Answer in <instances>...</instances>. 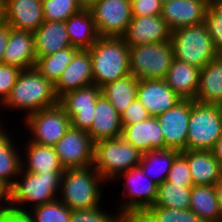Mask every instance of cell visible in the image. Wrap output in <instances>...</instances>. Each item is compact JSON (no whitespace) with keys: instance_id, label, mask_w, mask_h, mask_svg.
<instances>
[{"instance_id":"484cf974","label":"cell","mask_w":222,"mask_h":222,"mask_svg":"<svg viewBox=\"0 0 222 222\" xmlns=\"http://www.w3.org/2000/svg\"><path fill=\"white\" fill-rule=\"evenodd\" d=\"M27 141L26 148L24 147L26 150L21 152V170L32 173L64 172L65 169L53 146Z\"/></svg>"},{"instance_id":"e0dca14e","label":"cell","mask_w":222,"mask_h":222,"mask_svg":"<svg viewBox=\"0 0 222 222\" xmlns=\"http://www.w3.org/2000/svg\"><path fill=\"white\" fill-rule=\"evenodd\" d=\"M136 98L145 106L150 116H158L182 100L167 85L165 79L139 80Z\"/></svg>"},{"instance_id":"f1b7e54d","label":"cell","mask_w":222,"mask_h":222,"mask_svg":"<svg viewBox=\"0 0 222 222\" xmlns=\"http://www.w3.org/2000/svg\"><path fill=\"white\" fill-rule=\"evenodd\" d=\"M195 101L222 105V63L218 58L201 68Z\"/></svg>"},{"instance_id":"1f68e13d","label":"cell","mask_w":222,"mask_h":222,"mask_svg":"<svg viewBox=\"0 0 222 222\" xmlns=\"http://www.w3.org/2000/svg\"><path fill=\"white\" fill-rule=\"evenodd\" d=\"M179 153L174 149L153 150L142 155L139 166L150 180L160 185L167 179L172 162Z\"/></svg>"},{"instance_id":"ac0fdd59","label":"cell","mask_w":222,"mask_h":222,"mask_svg":"<svg viewBox=\"0 0 222 222\" xmlns=\"http://www.w3.org/2000/svg\"><path fill=\"white\" fill-rule=\"evenodd\" d=\"M93 85L92 60L88 49H79L71 63L54 84L55 94L60 98L65 93Z\"/></svg>"},{"instance_id":"7402d4cb","label":"cell","mask_w":222,"mask_h":222,"mask_svg":"<svg viewBox=\"0 0 222 222\" xmlns=\"http://www.w3.org/2000/svg\"><path fill=\"white\" fill-rule=\"evenodd\" d=\"M87 133L94 143L102 139L118 138L122 135L121 116L103 95L96 102L93 124Z\"/></svg>"},{"instance_id":"e575fe53","label":"cell","mask_w":222,"mask_h":222,"mask_svg":"<svg viewBox=\"0 0 222 222\" xmlns=\"http://www.w3.org/2000/svg\"><path fill=\"white\" fill-rule=\"evenodd\" d=\"M134 222H205L192 210L174 209L153 205Z\"/></svg>"},{"instance_id":"ab89813d","label":"cell","mask_w":222,"mask_h":222,"mask_svg":"<svg viewBox=\"0 0 222 222\" xmlns=\"http://www.w3.org/2000/svg\"><path fill=\"white\" fill-rule=\"evenodd\" d=\"M166 180L181 186H194L188 163L180 153L173 160Z\"/></svg>"},{"instance_id":"8992f818","label":"cell","mask_w":222,"mask_h":222,"mask_svg":"<svg viewBox=\"0 0 222 222\" xmlns=\"http://www.w3.org/2000/svg\"><path fill=\"white\" fill-rule=\"evenodd\" d=\"M142 153L122 137L102 139L94 143L95 170L108 183L119 174L139 166Z\"/></svg>"},{"instance_id":"44dd1931","label":"cell","mask_w":222,"mask_h":222,"mask_svg":"<svg viewBox=\"0 0 222 222\" xmlns=\"http://www.w3.org/2000/svg\"><path fill=\"white\" fill-rule=\"evenodd\" d=\"M3 63L22 70L34 68L36 54L33 33L10 27V36L4 50Z\"/></svg>"},{"instance_id":"681fc988","label":"cell","mask_w":222,"mask_h":222,"mask_svg":"<svg viewBox=\"0 0 222 222\" xmlns=\"http://www.w3.org/2000/svg\"><path fill=\"white\" fill-rule=\"evenodd\" d=\"M81 9H90L97 0H76Z\"/></svg>"},{"instance_id":"603a6c76","label":"cell","mask_w":222,"mask_h":222,"mask_svg":"<svg viewBox=\"0 0 222 222\" xmlns=\"http://www.w3.org/2000/svg\"><path fill=\"white\" fill-rule=\"evenodd\" d=\"M180 154L188 163L193 185H214L222 178V166L212 151L185 150Z\"/></svg>"},{"instance_id":"836d02e7","label":"cell","mask_w":222,"mask_h":222,"mask_svg":"<svg viewBox=\"0 0 222 222\" xmlns=\"http://www.w3.org/2000/svg\"><path fill=\"white\" fill-rule=\"evenodd\" d=\"M192 186H181L165 180L158 185V195L154 205L174 209H190V197Z\"/></svg>"},{"instance_id":"bcb514c9","label":"cell","mask_w":222,"mask_h":222,"mask_svg":"<svg viewBox=\"0 0 222 222\" xmlns=\"http://www.w3.org/2000/svg\"><path fill=\"white\" fill-rule=\"evenodd\" d=\"M0 222H29L24 215L9 212L0 216Z\"/></svg>"},{"instance_id":"4fadbf2b","label":"cell","mask_w":222,"mask_h":222,"mask_svg":"<svg viewBox=\"0 0 222 222\" xmlns=\"http://www.w3.org/2000/svg\"><path fill=\"white\" fill-rule=\"evenodd\" d=\"M64 169L82 168L94 163V142L90 135L70 127L53 146Z\"/></svg>"},{"instance_id":"f907efd6","label":"cell","mask_w":222,"mask_h":222,"mask_svg":"<svg viewBox=\"0 0 222 222\" xmlns=\"http://www.w3.org/2000/svg\"><path fill=\"white\" fill-rule=\"evenodd\" d=\"M5 0H0V23L5 21Z\"/></svg>"},{"instance_id":"83f0119b","label":"cell","mask_w":222,"mask_h":222,"mask_svg":"<svg viewBox=\"0 0 222 222\" xmlns=\"http://www.w3.org/2000/svg\"><path fill=\"white\" fill-rule=\"evenodd\" d=\"M71 46L89 49L99 38L90 9H81L65 21Z\"/></svg>"},{"instance_id":"d6986e66","label":"cell","mask_w":222,"mask_h":222,"mask_svg":"<svg viewBox=\"0 0 222 222\" xmlns=\"http://www.w3.org/2000/svg\"><path fill=\"white\" fill-rule=\"evenodd\" d=\"M5 22L13 29L34 33L44 22L41 0H5Z\"/></svg>"},{"instance_id":"d6a6232c","label":"cell","mask_w":222,"mask_h":222,"mask_svg":"<svg viewBox=\"0 0 222 222\" xmlns=\"http://www.w3.org/2000/svg\"><path fill=\"white\" fill-rule=\"evenodd\" d=\"M78 50L71 46L48 56L38 57L34 68L47 80L55 84Z\"/></svg>"},{"instance_id":"5b68a950","label":"cell","mask_w":222,"mask_h":222,"mask_svg":"<svg viewBox=\"0 0 222 222\" xmlns=\"http://www.w3.org/2000/svg\"><path fill=\"white\" fill-rule=\"evenodd\" d=\"M115 180L119 182L124 180L121 191L124 193L123 199L120 200L117 213L127 222H134L156 202L158 184L150 180L140 166L119 174L113 181Z\"/></svg>"},{"instance_id":"9c48e42d","label":"cell","mask_w":222,"mask_h":222,"mask_svg":"<svg viewBox=\"0 0 222 222\" xmlns=\"http://www.w3.org/2000/svg\"><path fill=\"white\" fill-rule=\"evenodd\" d=\"M173 59L171 41L129 46L130 74L138 80L165 79Z\"/></svg>"},{"instance_id":"cb8c5ba5","label":"cell","mask_w":222,"mask_h":222,"mask_svg":"<svg viewBox=\"0 0 222 222\" xmlns=\"http://www.w3.org/2000/svg\"><path fill=\"white\" fill-rule=\"evenodd\" d=\"M200 71V68L174 58L165 81L182 100H195Z\"/></svg>"},{"instance_id":"f5cc1de1","label":"cell","mask_w":222,"mask_h":222,"mask_svg":"<svg viewBox=\"0 0 222 222\" xmlns=\"http://www.w3.org/2000/svg\"><path fill=\"white\" fill-rule=\"evenodd\" d=\"M222 2V0H208V3H219Z\"/></svg>"},{"instance_id":"8d00e7d4","label":"cell","mask_w":222,"mask_h":222,"mask_svg":"<svg viewBox=\"0 0 222 222\" xmlns=\"http://www.w3.org/2000/svg\"><path fill=\"white\" fill-rule=\"evenodd\" d=\"M44 21L65 22L81 10L76 0H41Z\"/></svg>"},{"instance_id":"2e32d148","label":"cell","mask_w":222,"mask_h":222,"mask_svg":"<svg viewBox=\"0 0 222 222\" xmlns=\"http://www.w3.org/2000/svg\"><path fill=\"white\" fill-rule=\"evenodd\" d=\"M128 46L170 41L171 30L161 15L133 16L122 36Z\"/></svg>"},{"instance_id":"277c9868","label":"cell","mask_w":222,"mask_h":222,"mask_svg":"<svg viewBox=\"0 0 222 222\" xmlns=\"http://www.w3.org/2000/svg\"><path fill=\"white\" fill-rule=\"evenodd\" d=\"M88 50L94 85L101 88L130 74L129 46L122 37H99Z\"/></svg>"},{"instance_id":"d590c367","label":"cell","mask_w":222,"mask_h":222,"mask_svg":"<svg viewBox=\"0 0 222 222\" xmlns=\"http://www.w3.org/2000/svg\"><path fill=\"white\" fill-rule=\"evenodd\" d=\"M23 215L29 222H69L71 210L57 198L28 209Z\"/></svg>"},{"instance_id":"9a60e30c","label":"cell","mask_w":222,"mask_h":222,"mask_svg":"<svg viewBox=\"0 0 222 222\" xmlns=\"http://www.w3.org/2000/svg\"><path fill=\"white\" fill-rule=\"evenodd\" d=\"M208 0H171L163 3L161 17L173 31L204 23Z\"/></svg>"},{"instance_id":"3957f363","label":"cell","mask_w":222,"mask_h":222,"mask_svg":"<svg viewBox=\"0 0 222 222\" xmlns=\"http://www.w3.org/2000/svg\"><path fill=\"white\" fill-rule=\"evenodd\" d=\"M104 184L107 185V182L93 165L65 169L61 177L58 199L70 210L96 208L102 204L103 195L100 189Z\"/></svg>"},{"instance_id":"5bb4252c","label":"cell","mask_w":222,"mask_h":222,"mask_svg":"<svg viewBox=\"0 0 222 222\" xmlns=\"http://www.w3.org/2000/svg\"><path fill=\"white\" fill-rule=\"evenodd\" d=\"M192 100H181L173 108L156 116L164 137L165 149L187 150L188 123Z\"/></svg>"},{"instance_id":"db71d44e","label":"cell","mask_w":222,"mask_h":222,"mask_svg":"<svg viewBox=\"0 0 222 222\" xmlns=\"http://www.w3.org/2000/svg\"><path fill=\"white\" fill-rule=\"evenodd\" d=\"M159 1L162 2V3H165V2L171 1V0H159Z\"/></svg>"},{"instance_id":"7c38bea8","label":"cell","mask_w":222,"mask_h":222,"mask_svg":"<svg viewBox=\"0 0 222 222\" xmlns=\"http://www.w3.org/2000/svg\"><path fill=\"white\" fill-rule=\"evenodd\" d=\"M101 95V88L93 84L69 91L59 98V104L70 117L72 127L85 132L91 129L95 105Z\"/></svg>"},{"instance_id":"b9f144b4","label":"cell","mask_w":222,"mask_h":222,"mask_svg":"<svg viewBox=\"0 0 222 222\" xmlns=\"http://www.w3.org/2000/svg\"><path fill=\"white\" fill-rule=\"evenodd\" d=\"M120 116L122 125H132L147 120L150 115L145 106L136 98Z\"/></svg>"},{"instance_id":"816d5d0a","label":"cell","mask_w":222,"mask_h":222,"mask_svg":"<svg viewBox=\"0 0 222 222\" xmlns=\"http://www.w3.org/2000/svg\"><path fill=\"white\" fill-rule=\"evenodd\" d=\"M217 58L222 63V50L217 53Z\"/></svg>"},{"instance_id":"4dcf8cb0","label":"cell","mask_w":222,"mask_h":222,"mask_svg":"<svg viewBox=\"0 0 222 222\" xmlns=\"http://www.w3.org/2000/svg\"><path fill=\"white\" fill-rule=\"evenodd\" d=\"M138 81L136 77L129 74L115 82H110L102 86V95L108 99L116 108L117 112L122 115L136 99Z\"/></svg>"},{"instance_id":"f35d334b","label":"cell","mask_w":222,"mask_h":222,"mask_svg":"<svg viewBox=\"0 0 222 222\" xmlns=\"http://www.w3.org/2000/svg\"><path fill=\"white\" fill-rule=\"evenodd\" d=\"M102 205L82 210H71L69 222H127L117 212L115 215L103 209Z\"/></svg>"},{"instance_id":"f6af8a7d","label":"cell","mask_w":222,"mask_h":222,"mask_svg":"<svg viewBox=\"0 0 222 222\" xmlns=\"http://www.w3.org/2000/svg\"><path fill=\"white\" fill-rule=\"evenodd\" d=\"M10 36V26L4 21L0 23V64L3 63L4 50Z\"/></svg>"},{"instance_id":"60d3db41","label":"cell","mask_w":222,"mask_h":222,"mask_svg":"<svg viewBox=\"0 0 222 222\" xmlns=\"http://www.w3.org/2000/svg\"><path fill=\"white\" fill-rule=\"evenodd\" d=\"M22 69L9 64H0V105L9 96Z\"/></svg>"},{"instance_id":"7bdbcfd3","label":"cell","mask_w":222,"mask_h":222,"mask_svg":"<svg viewBox=\"0 0 222 222\" xmlns=\"http://www.w3.org/2000/svg\"><path fill=\"white\" fill-rule=\"evenodd\" d=\"M132 16L161 15L163 3L159 0H130Z\"/></svg>"},{"instance_id":"52a82bcc","label":"cell","mask_w":222,"mask_h":222,"mask_svg":"<svg viewBox=\"0 0 222 222\" xmlns=\"http://www.w3.org/2000/svg\"><path fill=\"white\" fill-rule=\"evenodd\" d=\"M174 58L203 68L217 59V51L204 23L171 31Z\"/></svg>"},{"instance_id":"ee69618b","label":"cell","mask_w":222,"mask_h":222,"mask_svg":"<svg viewBox=\"0 0 222 222\" xmlns=\"http://www.w3.org/2000/svg\"><path fill=\"white\" fill-rule=\"evenodd\" d=\"M9 212H11L10 191L3 183L0 182V216Z\"/></svg>"},{"instance_id":"4316f807","label":"cell","mask_w":222,"mask_h":222,"mask_svg":"<svg viewBox=\"0 0 222 222\" xmlns=\"http://www.w3.org/2000/svg\"><path fill=\"white\" fill-rule=\"evenodd\" d=\"M2 123L0 122V182L10 190L21 170V151Z\"/></svg>"},{"instance_id":"30bf717a","label":"cell","mask_w":222,"mask_h":222,"mask_svg":"<svg viewBox=\"0 0 222 222\" xmlns=\"http://www.w3.org/2000/svg\"><path fill=\"white\" fill-rule=\"evenodd\" d=\"M24 127L29 130V141L54 146L71 127L70 117L58 103L24 116Z\"/></svg>"},{"instance_id":"74e56055","label":"cell","mask_w":222,"mask_h":222,"mask_svg":"<svg viewBox=\"0 0 222 222\" xmlns=\"http://www.w3.org/2000/svg\"><path fill=\"white\" fill-rule=\"evenodd\" d=\"M208 4L204 24L218 53L222 50V2Z\"/></svg>"},{"instance_id":"ba28073f","label":"cell","mask_w":222,"mask_h":222,"mask_svg":"<svg viewBox=\"0 0 222 222\" xmlns=\"http://www.w3.org/2000/svg\"><path fill=\"white\" fill-rule=\"evenodd\" d=\"M222 134V105L192 100L187 150L211 151Z\"/></svg>"},{"instance_id":"f546056e","label":"cell","mask_w":222,"mask_h":222,"mask_svg":"<svg viewBox=\"0 0 222 222\" xmlns=\"http://www.w3.org/2000/svg\"><path fill=\"white\" fill-rule=\"evenodd\" d=\"M190 210L205 222L221 220L220 206L213 185L192 186Z\"/></svg>"},{"instance_id":"d4e9b609","label":"cell","mask_w":222,"mask_h":222,"mask_svg":"<svg viewBox=\"0 0 222 222\" xmlns=\"http://www.w3.org/2000/svg\"><path fill=\"white\" fill-rule=\"evenodd\" d=\"M36 59L71 47L65 22L44 21L33 33Z\"/></svg>"},{"instance_id":"7a4b0ae2","label":"cell","mask_w":222,"mask_h":222,"mask_svg":"<svg viewBox=\"0 0 222 222\" xmlns=\"http://www.w3.org/2000/svg\"><path fill=\"white\" fill-rule=\"evenodd\" d=\"M62 174L63 172L32 173L20 170L19 176L9 190L11 212L23 215L27 212V207L31 209L56 200Z\"/></svg>"},{"instance_id":"7dc6e473","label":"cell","mask_w":222,"mask_h":222,"mask_svg":"<svg viewBox=\"0 0 222 222\" xmlns=\"http://www.w3.org/2000/svg\"><path fill=\"white\" fill-rule=\"evenodd\" d=\"M215 159L219 162V164L222 166V134L217 139L213 149L211 150Z\"/></svg>"},{"instance_id":"8fae6325","label":"cell","mask_w":222,"mask_h":222,"mask_svg":"<svg viewBox=\"0 0 222 222\" xmlns=\"http://www.w3.org/2000/svg\"><path fill=\"white\" fill-rule=\"evenodd\" d=\"M90 11L99 37H122L133 17L130 0H97Z\"/></svg>"},{"instance_id":"c3c4849f","label":"cell","mask_w":222,"mask_h":222,"mask_svg":"<svg viewBox=\"0 0 222 222\" xmlns=\"http://www.w3.org/2000/svg\"><path fill=\"white\" fill-rule=\"evenodd\" d=\"M213 186L215 189L217 200L219 202L220 211H221V219H222V178H220Z\"/></svg>"},{"instance_id":"6da1fadb","label":"cell","mask_w":222,"mask_h":222,"mask_svg":"<svg viewBox=\"0 0 222 222\" xmlns=\"http://www.w3.org/2000/svg\"><path fill=\"white\" fill-rule=\"evenodd\" d=\"M59 98L54 84L42 76L35 68L22 70L9 96L0 105L2 109L23 111L25 115L55 106Z\"/></svg>"},{"instance_id":"ffe728a7","label":"cell","mask_w":222,"mask_h":222,"mask_svg":"<svg viewBox=\"0 0 222 222\" xmlns=\"http://www.w3.org/2000/svg\"><path fill=\"white\" fill-rule=\"evenodd\" d=\"M121 137L130 142L142 154L153 150H165V142L156 116L132 125H122Z\"/></svg>"}]
</instances>
